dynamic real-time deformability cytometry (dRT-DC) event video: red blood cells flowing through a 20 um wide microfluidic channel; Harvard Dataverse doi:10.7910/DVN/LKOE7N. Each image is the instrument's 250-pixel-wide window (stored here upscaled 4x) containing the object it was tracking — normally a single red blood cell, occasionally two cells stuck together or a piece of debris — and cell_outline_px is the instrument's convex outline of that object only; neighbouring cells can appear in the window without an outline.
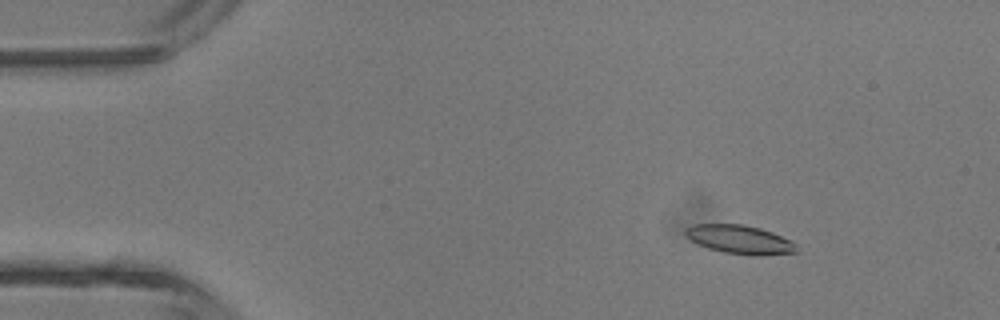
{"species": "common noctule bat (a hibernating species)", "species_latin": "Nyctalus noctula", "temperature_condition": "room temperature", "stored_images_in_passage": 4, "camera_frame_rate_fps": 3000, "um_per_image_px": 0.085, "animal": {"sex": "male", "body_mass_g": 13.3}, "frame": {"image": 1, "passage_image": 2, "time_ms": 1.0, "image_size_px": [1000, 320], "cell_outline_px": [[800, 252], [760, 256], [724, 252], [708, 248], [684, 236], [684, 232], [692, 224], [744, 224], [760, 228], [772, 232], [792, 240], [796, 244]], "centroid_in_image_um": [62.94, 20.36], "position_along_channel_um": 22.1, "area_um2": 18.67}}
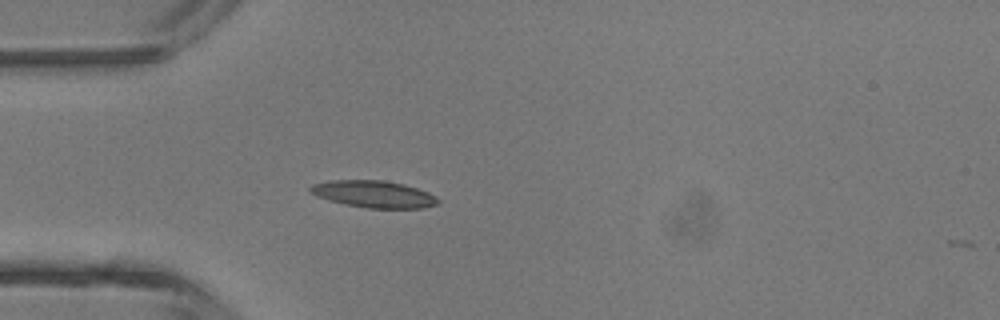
{"frame": {"image": 2, "passage_image": 4, "time_ms": 3.333, "image_size_px": [1000, 320], "cell_outline_px": [[440, 200], [436, 204], [424, 208], [368, 208], [344, 204], [328, 200], [316, 196], [308, 188], [312, 184], [328, 180], [384, 180], [404, 184], [428, 192], [436, 196]], "centroid_in_image_um": [31.76, 16.49], "position_along_channel_um": 53.2, "area_um2": 20.11}}